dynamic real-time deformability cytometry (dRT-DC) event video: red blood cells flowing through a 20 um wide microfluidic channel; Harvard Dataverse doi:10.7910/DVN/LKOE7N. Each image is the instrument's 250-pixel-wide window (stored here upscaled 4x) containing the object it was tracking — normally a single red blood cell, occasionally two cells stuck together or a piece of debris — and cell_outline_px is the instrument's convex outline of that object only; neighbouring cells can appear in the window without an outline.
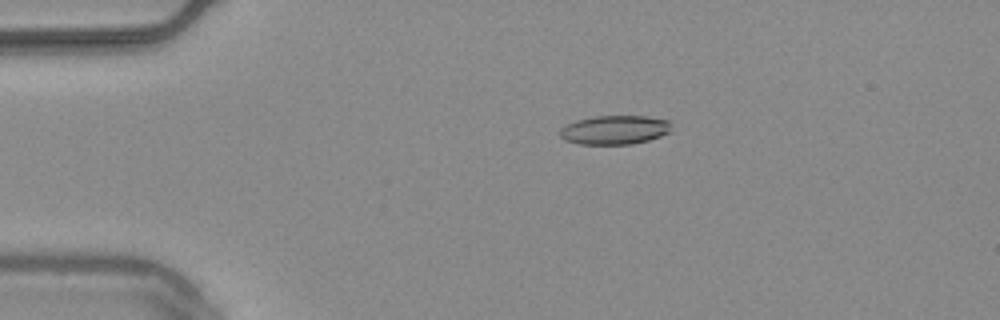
{"species": "common noctule bat (a hibernating species)", "species_latin": "Nyctalus noctula", "temperature_condition": "warm", "stored_images_in_passage": 46, "camera_frame_rate_fps": 3000, "um_per_image_px": 0.085, "animal": {"sex": "male", "body_mass_g": 20.4}, "frame": {"image": 1, "passage_image": 3, "time_ms": 0.667, "image_size_px": [1000, 320], "cell_outline_px": [[672, 132], [648, 140], [632, 144], [580, 144], [564, 140], [560, 136], [560, 128], [576, 120], [596, 116], [648, 116], [672, 120]], "centroid_in_image_um": [52.31, 11.03], "position_along_channel_um": 32.7, "area_um2": 19.07}}
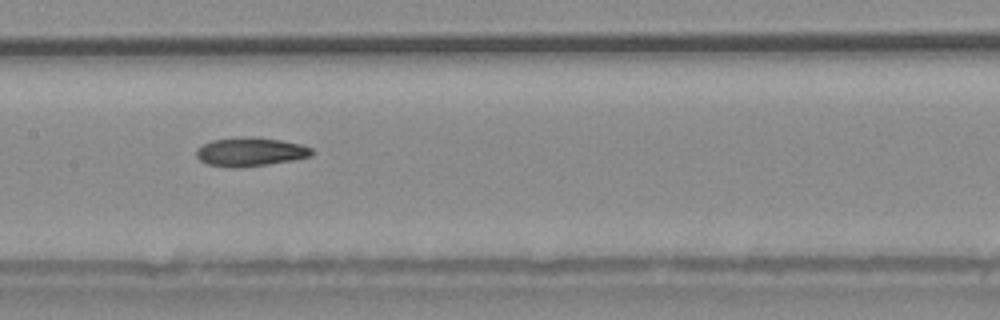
{"frame": {"image": 2, "passage_image": 19, "time_ms": 6.0, "image_size_px": [1000, 320], "cell_outline_px": [[312, 156], [292, 160], [244, 168], [228, 168], [208, 164], [200, 160], [196, 156], [196, 148], [212, 140], [280, 140], [300, 144], [312, 148]], "centroid_in_image_um": [21.27, 12.98], "position_along_channel_um": 186.1, "area_um2": 18.44}}
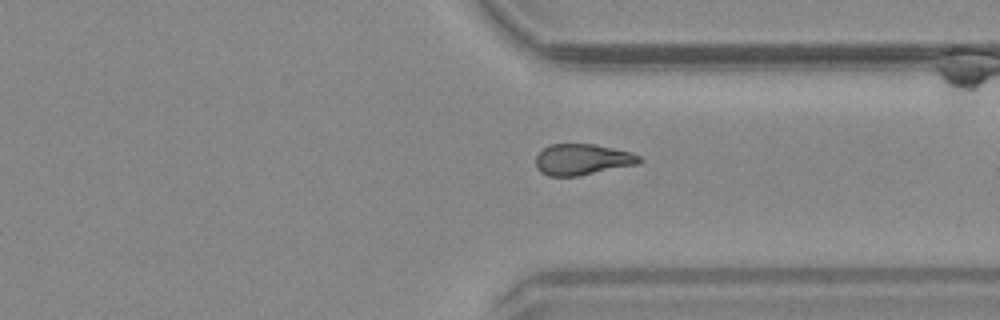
{"frame": {"image": 3, "passage_image": 33, "time_ms": 10.667, "image_size_px": [1000, 320], "cell_outline_px": [[640, 164], [580, 176], [548, 176], [540, 172], [536, 168], [536, 156], [544, 148], [552, 144], [596, 144], [632, 152], [640, 156]], "centroid_in_image_um": [49.52, 13.56], "position_along_channel_um": 361.9, "area_um2": 18.96}, "authors_computed_cell_mechanics": {"area_um2": 19.074, "velocity_mm_per_s": 3.7621, "shape_relaxation_time_tau1_ms": null, "shape_relaxation_time_tau2_ms": 2.9459, "deformation_change_tau1": null, "deformation_change_tau2": 0.1034}}